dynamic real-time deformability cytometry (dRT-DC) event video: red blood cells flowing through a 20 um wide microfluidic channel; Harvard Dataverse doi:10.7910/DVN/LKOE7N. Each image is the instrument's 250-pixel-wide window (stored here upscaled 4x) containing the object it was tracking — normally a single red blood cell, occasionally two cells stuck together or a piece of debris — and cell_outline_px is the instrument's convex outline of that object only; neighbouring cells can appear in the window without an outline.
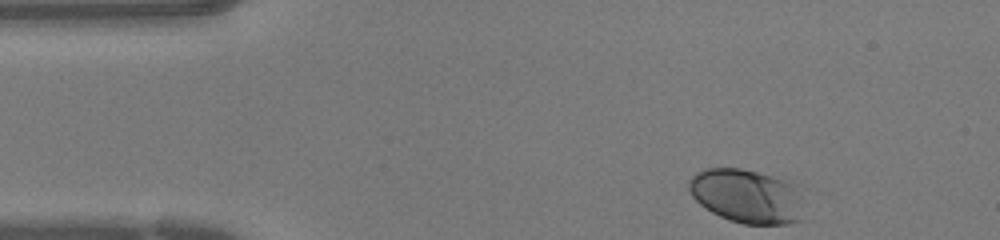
{"species": "human", "species_latin": "Homo sapiens", "temperature_condition": "warm", "stored_images_in_passage": 26, "camera_frame_rate_fps": 3000, "um_per_image_px": 0.085, "donor": {"sex": "female"}, "frame": {"image": 1, "passage_image": 1, "time_ms": 0.0, "image_size_px": [1000, 240], "cell_outline_px": [[800, 220], [788, 224], [744, 224], [720, 216], [712, 212], [700, 204], [692, 196], [688, 188], [688, 180], [696, 172], [704, 168], [740, 168], [756, 172], [784, 180], [796, 184]], "centroid_in_image_um": [63.39, 16.65], "position_along_channel_um": 21.6, "area_um2": 35.55}}
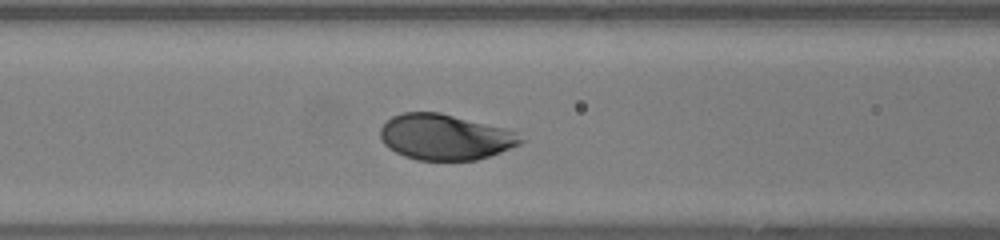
{"frame": {"image": 2, "passage_image": 13, "time_ms": 4.0, "image_size_px": [1000, 240], "cell_outline_px": [[524, 140], [520, 144], [500, 152], [476, 160], [416, 160], [404, 156], [388, 148], [380, 140], [380, 128], [392, 116], [404, 112], [440, 112], [504, 128], [516, 132]], "centroid_in_image_um": [37.8, 11.65], "position_along_channel_um": 128.8, "area_um2": 37.28}}
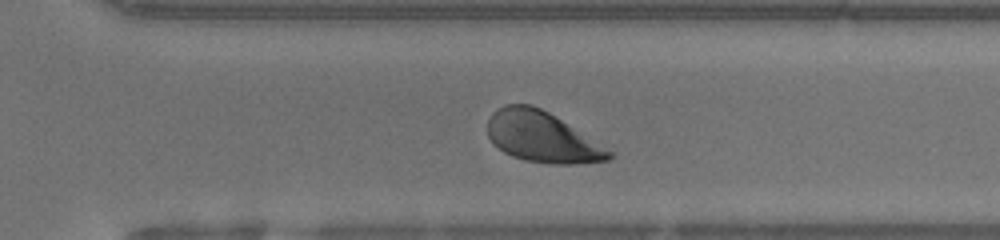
{"frame": {"image": 3, "passage_image": 26, "time_ms": 8.333, "image_size_px": [1000, 240], "cell_outline_px": [[616, 152], [608, 160], [576, 164], [548, 164], [524, 160], [512, 156], [504, 152], [492, 144], [488, 136], [488, 120], [492, 112], [504, 104], [532, 104], [548, 112]], "centroid_in_image_um": [46.08, 11.65], "position_along_channel_um": 324.5, "area_um2": 36.13}}